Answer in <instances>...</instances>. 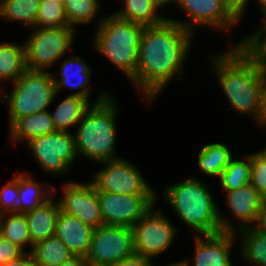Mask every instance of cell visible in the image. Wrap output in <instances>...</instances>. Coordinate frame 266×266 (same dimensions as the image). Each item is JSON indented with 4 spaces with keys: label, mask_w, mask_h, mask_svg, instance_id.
I'll list each match as a JSON object with an SVG mask.
<instances>
[{
    "label": "cell",
    "mask_w": 266,
    "mask_h": 266,
    "mask_svg": "<svg viewBox=\"0 0 266 266\" xmlns=\"http://www.w3.org/2000/svg\"><path fill=\"white\" fill-rule=\"evenodd\" d=\"M194 36L168 19L159 25L144 27L136 75L131 82L140 89L147 103H152L176 76L182 79L183 66Z\"/></svg>",
    "instance_id": "1"
},
{
    "label": "cell",
    "mask_w": 266,
    "mask_h": 266,
    "mask_svg": "<svg viewBox=\"0 0 266 266\" xmlns=\"http://www.w3.org/2000/svg\"><path fill=\"white\" fill-rule=\"evenodd\" d=\"M213 72L229 100L228 110L234 108L238 114L256 118L260 86L265 72L257 66L239 46L223 53L212 55Z\"/></svg>",
    "instance_id": "2"
},
{
    "label": "cell",
    "mask_w": 266,
    "mask_h": 266,
    "mask_svg": "<svg viewBox=\"0 0 266 266\" xmlns=\"http://www.w3.org/2000/svg\"><path fill=\"white\" fill-rule=\"evenodd\" d=\"M201 179L188 178L171 184L163 191L169 207L176 215L193 228L195 235H212L222 231L236 232V223L219 213V208Z\"/></svg>",
    "instance_id": "3"
},
{
    "label": "cell",
    "mask_w": 266,
    "mask_h": 266,
    "mask_svg": "<svg viewBox=\"0 0 266 266\" xmlns=\"http://www.w3.org/2000/svg\"><path fill=\"white\" fill-rule=\"evenodd\" d=\"M117 111L118 105L111 95L88 109L74 133L78 155L97 163L119 159L114 152Z\"/></svg>",
    "instance_id": "4"
},
{
    "label": "cell",
    "mask_w": 266,
    "mask_h": 266,
    "mask_svg": "<svg viewBox=\"0 0 266 266\" xmlns=\"http://www.w3.org/2000/svg\"><path fill=\"white\" fill-rule=\"evenodd\" d=\"M143 25L125 20L114 12L99 20L94 49L120 69L130 81L136 75Z\"/></svg>",
    "instance_id": "5"
},
{
    "label": "cell",
    "mask_w": 266,
    "mask_h": 266,
    "mask_svg": "<svg viewBox=\"0 0 266 266\" xmlns=\"http://www.w3.org/2000/svg\"><path fill=\"white\" fill-rule=\"evenodd\" d=\"M10 94L1 97L8 105L9 128L19 119L46 111L57 96L53 74L25 70L14 82Z\"/></svg>",
    "instance_id": "6"
},
{
    "label": "cell",
    "mask_w": 266,
    "mask_h": 266,
    "mask_svg": "<svg viewBox=\"0 0 266 266\" xmlns=\"http://www.w3.org/2000/svg\"><path fill=\"white\" fill-rule=\"evenodd\" d=\"M24 42L25 66L31 71H46L64 57L74 43L77 30L72 26L33 28ZM47 68V69H46Z\"/></svg>",
    "instance_id": "7"
},
{
    "label": "cell",
    "mask_w": 266,
    "mask_h": 266,
    "mask_svg": "<svg viewBox=\"0 0 266 266\" xmlns=\"http://www.w3.org/2000/svg\"><path fill=\"white\" fill-rule=\"evenodd\" d=\"M134 253L132 227L103 224L94 229L85 259L88 266H109Z\"/></svg>",
    "instance_id": "8"
},
{
    "label": "cell",
    "mask_w": 266,
    "mask_h": 266,
    "mask_svg": "<svg viewBox=\"0 0 266 266\" xmlns=\"http://www.w3.org/2000/svg\"><path fill=\"white\" fill-rule=\"evenodd\" d=\"M40 168L47 174L68 172L78 158L72 132L56 131L26 142Z\"/></svg>",
    "instance_id": "9"
},
{
    "label": "cell",
    "mask_w": 266,
    "mask_h": 266,
    "mask_svg": "<svg viewBox=\"0 0 266 266\" xmlns=\"http://www.w3.org/2000/svg\"><path fill=\"white\" fill-rule=\"evenodd\" d=\"M154 207L132 227L134 252L148 258L165 252L174 242L178 231L162 210L156 211Z\"/></svg>",
    "instance_id": "10"
},
{
    "label": "cell",
    "mask_w": 266,
    "mask_h": 266,
    "mask_svg": "<svg viewBox=\"0 0 266 266\" xmlns=\"http://www.w3.org/2000/svg\"><path fill=\"white\" fill-rule=\"evenodd\" d=\"M105 225L133 227L154 205L156 194H120L97 192Z\"/></svg>",
    "instance_id": "11"
},
{
    "label": "cell",
    "mask_w": 266,
    "mask_h": 266,
    "mask_svg": "<svg viewBox=\"0 0 266 266\" xmlns=\"http://www.w3.org/2000/svg\"><path fill=\"white\" fill-rule=\"evenodd\" d=\"M103 165L93 180L97 192L120 194H155L140 171L126 159L102 161Z\"/></svg>",
    "instance_id": "12"
},
{
    "label": "cell",
    "mask_w": 266,
    "mask_h": 266,
    "mask_svg": "<svg viewBox=\"0 0 266 266\" xmlns=\"http://www.w3.org/2000/svg\"><path fill=\"white\" fill-rule=\"evenodd\" d=\"M62 187L60 211L77 217L93 229L103 225L97 191L90 181L82 184L71 181Z\"/></svg>",
    "instance_id": "13"
},
{
    "label": "cell",
    "mask_w": 266,
    "mask_h": 266,
    "mask_svg": "<svg viewBox=\"0 0 266 266\" xmlns=\"http://www.w3.org/2000/svg\"><path fill=\"white\" fill-rule=\"evenodd\" d=\"M173 2L180 6L179 9H182L190 20L184 22L169 17L167 19L178 23L193 35L196 24L226 31L238 24L227 13L221 0H174Z\"/></svg>",
    "instance_id": "14"
},
{
    "label": "cell",
    "mask_w": 266,
    "mask_h": 266,
    "mask_svg": "<svg viewBox=\"0 0 266 266\" xmlns=\"http://www.w3.org/2000/svg\"><path fill=\"white\" fill-rule=\"evenodd\" d=\"M235 232L222 231L212 235H194L195 252L192 266H233L230 250L234 245ZM189 260H181V266H191Z\"/></svg>",
    "instance_id": "15"
},
{
    "label": "cell",
    "mask_w": 266,
    "mask_h": 266,
    "mask_svg": "<svg viewBox=\"0 0 266 266\" xmlns=\"http://www.w3.org/2000/svg\"><path fill=\"white\" fill-rule=\"evenodd\" d=\"M225 196L227 207L235 216L236 231L254 225L258 226L261 217L262 197L250 183L244 187L226 191Z\"/></svg>",
    "instance_id": "16"
},
{
    "label": "cell",
    "mask_w": 266,
    "mask_h": 266,
    "mask_svg": "<svg viewBox=\"0 0 266 266\" xmlns=\"http://www.w3.org/2000/svg\"><path fill=\"white\" fill-rule=\"evenodd\" d=\"M94 229L77 217L59 211L55 235L68 247L73 256L86 257Z\"/></svg>",
    "instance_id": "17"
},
{
    "label": "cell",
    "mask_w": 266,
    "mask_h": 266,
    "mask_svg": "<svg viewBox=\"0 0 266 266\" xmlns=\"http://www.w3.org/2000/svg\"><path fill=\"white\" fill-rule=\"evenodd\" d=\"M91 71L92 70L87 65V63L83 61V59H81L79 56H71L67 58L66 60L61 62V78H55L54 73H52L56 93L58 94V92L64 87H67L69 89L71 88L73 90L75 89V91L77 89V92L69 95L79 96L90 101L91 92L90 86L88 85L92 74ZM73 81L75 82L73 83Z\"/></svg>",
    "instance_id": "18"
},
{
    "label": "cell",
    "mask_w": 266,
    "mask_h": 266,
    "mask_svg": "<svg viewBox=\"0 0 266 266\" xmlns=\"http://www.w3.org/2000/svg\"><path fill=\"white\" fill-rule=\"evenodd\" d=\"M98 95V99H96L94 103L86 98L75 95H68L62 100L58 106H56L54 112H50L56 131L70 132L69 130L71 127H75L74 125L77 126L93 104L104 101L111 94L108 91L102 90Z\"/></svg>",
    "instance_id": "19"
},
{
    "label": "cell",
    "mask_w": 266,
    "mask_h": 266,
    "mask_svg": "<svg viewBox=\"0 0 266 266\" xmlns=\"http://www.w3.org/2000/svg\"><path fill=\"white\" fill-rule=\"evenodd\" d=\"M53 198L54 196L41 206L25 213L33 245L55 235L60 206Z\"/></svg>",
    "instance_id": "20"
},
{
    "label": "cell",
    "mask_w": 266,
    "mask_h": 266,
    "mask_svg": "<svg viewBox=\"0 0 266 266\" xmlns=\"http://www.w3.org/2000/svg\"><path fill=\"white\" fill-rule=\"evenodd\" d=\"M49 110L37 112L19 118L9 130L13 143L29 141L31 139L56 132Z\"/></svg>",
    "instance_id": "21"
},
{
    "label": "cell",
    "mask_w": 266,
    "mask_h": 266,
    "mask_svg": "<svg viewBox=\"0 0 266 266\" xmlns=\"http://www.w3.org/2000/svg\"><path fill=\"white\" fill-rule=\"evenodd\" d=\"M121 10L114 12L122 19L129 20L143 26H156L163 23L167 17L158 13L165 5L160 0H123Z\"/></svg>",
    "instance_id": "22"
},
{
    "label": "cell",
    "mask_w": 266,
    "mask_h": 266,
    "mask_svg": "<svg viewBox=\"0 0 266 266\" xmlns=\"http://www.w3.org/2000/svg\"><path fill=\"white\" fill-rule=\"evenodd\" d=\"M27 174L29 173L26 171L25 173H19V198L21 199V213L32 211L33 209L46 203L56 194L55 186H52L49 183H38L31 177L32 174ZM52 193H54V195Z\"/></svg>",
    "instance_id": "23"
},
{
    "label": "cell",
    "mask_w": 266,
    "mask_h": 266,
    "mask_svg": "<svg viewBox=\"0 0 266 266\" xmlns=\"http://www.w3.org/2000/svg\"><path fill=\"white\" fill-rule=\"evenodd\" d=\"M235 233L237 236L241 234L242 238L240 256L254 263L253 266H266V231L259 226H250Z\"/></svg>",
    "instance_id": "24"
},
{
    "label": "cell",
    "mask_w": 266,
    "mask_h": 266,
    "mask_svg": "<svg viewBox=\"0 0 266 266\" xmlns=\"http://www.w3.org/2000/svg\"><path fill=\"white\" fill-rule=\"evenodd\" d=\"M29 252L36 266H58L73 257L56 235L34 244Z\"/></svg>",
    "instance_id": "25"
},
{
    "label": "cell",
    "mask_w": 266,
    "mask_h": 266,
    "mask_svg": "<svg viewBox=\"0 0 266 266\" xmlns=\"http://www.w3.org/2000/svg\"><path fill=\"white\" fill-rule=\"evenodd\" d=\"M232 157V152L226 144L210 143L199 151L197 164L204 174L218 178Z\"/></svg>",
    "instance_id": "26"
},
{
    "label": "cell",
    "mask_w": 266,
    "mask_h": 266,
    "mask_svg": "<svg viewBox=\"0 0 266 266\" xmlns=\"http://www.w3.org/2000/svg\"><path fill=\"white\" fill-rule=\"evenodd\" d=\"M25 70L24 43L22 45L9 42L0 43V81L12 80L14 82ZM2 91L1 86L0 92L3 93Z\"/></svg>",
    "instance_id": "27"
},
{
    "label": "cell",
    "mask_w": 266,
    "mask_h": 266,
    "mask_svg": "<svg viewBox=\"0 0 266 266\" xmlns=\"http://www.w3.org/2000/svg\"><path fill=\"white\" fill-rule=\"evenodd\" d=\"M41 0H0V18L19 21L25 27H35Z\"/></svg>",
    "instance_id": "28"
},
{
    "label": "cell",
    "mask_w": 266,
    "mask_h": 266,
    "mask_svg": "<svg viewBox=\"0 0 266 266\" xmlns=\"http://www.w3.org/2000/svg\"><path fill=\"white\" fill-rule=\"evenodd\" d=\"M7 215L6 213L0 215V235L24 252L27 245H30L32 250L33 244L31 243L25 213H7Z\"/></svg>",
    "instance_id": "29"
},
{
    "label": "cell",
    "mask_w": 266,
    "mask_h": 266,
    "mask_svg": "<svg viewBox=\"0 0 266 266\" xmlns=\"http://www.w3.org/2000/svg\"><path fill=\"white\" fill-rule=\"evenodd\" d=\"M218 178L225 191L235 190L249 184L251 182V154L246 155L243 161L232 157Z\"/></svg>",
    "instance_id": "30"
},
{
    "label": "cell",
    "mask_w": 266,
    "mask_h": 266,
    "mask_svg": "<svg viewBox=\"0 0 266 266\" xmlns=\"http://www.w3.org/2000/svg\"><path fill=\"white\" fill-rule=\"evenodd\" d=\"M251 35L241 39L237 45L242 51L266 73V18Z\"/></svg>",
    "instance_id": "31"
},
{
    "label": "cell",
    "mask_w": 266,
    "mask_h": 266,
    "mask_svg": "<svg viewBox=\"0 0 266 266\" xmlns=\"http://www.w3.org/2000/svg\"><path fill=\"white\" fill-rule=\"evenodd\" d=\"M100 3L99 0H66L64 11L69 25L75 28L77 24L92 22L97 17Z\"/></svg>",
    "instance_id": "32"
},
{
    "label": "cell",
    "mask_w": 266,
    "mask_h": 266,
    "mask_svg": "<svg viewBox=\"0 0 266 266\" xmlns=\"http://www.w3.org/2000/svg\"><path fill=\"white\" fill-rule=\"evenodd\" d=\"M67 21L64 5L54 0H41L35 28L66 27Z\"/></svg>",
    "instance_id": "33"
},
{
    "label": "cell",
    "mask_w": 266,
    "mask_h": 266,
    "mask_svg": "<svg viewBox=\"0 0 266 266\" xmlns=\"http://www.w3.org/2000/svg\"><path fill=\"white\" fill-rule=\"evenodd\" d=\"M8 181L0 190V215L4 213H21L19 198V174Z\"/></svg>",
    "instance_id": "34"
},
{
    "label": "cell",
    "mask_w": 266,
    "mask_h": 266,
    "mask_svg": "<svg viewBox=\"0 0 266 266\" xmlns=\"http://www.w3.org/2000/svg\"><path fill=\"white\" fill-rule=\"evenodd\" d=\"M262 199L266 198V148L251 154V182Z\"/></svg>",
    "instance_id": "35"
},
{
    "label": "cell",
    "mask_w": 266,
    "mask_h": 266,
    "mask_svg": "<svg viewBox=\"0 0 266 266\" xmlns=\"http://www.w3.org/2000/svg\"><path fill=\"white\" fill-rule=\"evenodd\" d=\"M25 252L0 235V265L20 257Z\"/></svg>",
    "instance_id": "36"
},
{
    "label": "cell",
    "mask_w": 266,
    "mask_h": 266,
    "mask_svg": "<svg viewBox=\"0 0 266 266\" xmlns=\"http://www.w3.org/2000/svg\"><path fill=\"white\" fill-rule=\"evenodd\" d=\"M250 0H221L227 13L237 22L241 21Z\"/></svg>",
    "instance_id": "37"
},
{
    "label": "cell",
    "mask_w": 266,
    "mask_h": 266,
    "mask_svg": "<svg viewBox=\"0 0 266 266\" xmlns=\"http://www.w3.org/2000/svg\"><path fill=\"white\" fill-rule=\"evenodd\" d=\"M254 120L262 127L266 126V73L263 75L262 78L259 94L258 111L257 116Z\"/></svg>",
    "instance_id": "38"
},
{
    "label": "cell",
    "mask_w": 266,
    "mask_h": 266,
    "mask_svg": "<svg viewBox=\"0 0 266 266\" xmlns=\"http://www.w3.org/2000/svg\"><path fill=\"white\" fill-rule=\"evenodd\" d=\"M152 260V258H148L134 253L109 266H154L152 264Z\"/></svg>",
    "instance_id": "39"
},
{
    "label": "cell",
    "mask_w": 266,
    "mask_h": 266,
    "mask_svg": "<svg viewBox=\"0 0 266 266\" xmlns=\"http://www.w3.org/2000/svg\"><path fill=\"white\" fill-rule=\"evenodd\" d=\"M0 266H36L30 252H25L15 260L1 264Z\"/></svg>",
    "instance_id": "40"
},
{
    "label": "cell",
    "mask_w": 266,
    "mask_h": 266,
    "mask_svg": "<svg viewBox=\"0 0 266 266\" xmlns=\"http://www.w3.org/2000/svg\"><path fill=\"white\" fill-rule=\"evenodd\" d=\"M58 266H88V263L85 257L82 256H73L69 260L64 261Z\"/></svg>",
    "instance_id": "41"
},
{
    "label": "cell",
    "mask_w": 266,
    "mask_h": 266,
    "mask_svg": "<svg viewBox=\"0 0 266 266\" xmlns=\"http://www.w3.org/2000/svg\"><path fill=\"white\" fill-rule=\"evenodd\" d=\"M258 226L266 231V198L262 199L261 217Z\"/></svg>",
    "instance_id": "42"
},
{
    "label": "cell",
    "mask_w": 266,
    "mask_h": 266,
    "mask_svg": "<svg viewBox=\"0 0 266 266\" xmlns=\"http://www.w3.org/2000/svg\"><path fill=\"white\" fill-rule=\"evenodd\" d=\"M258 5L260 6L261 13L263 14V18H266V0H257Z\"/></svg>",
    "instance_id": "43"
},
{
    "label": "cell",
    "mask_w": 266,
    "mask_h": 266,
    "mask_svg": "<svg viewBox=\"0 0 266 266\" xmlns=\"http://www.w3.org/2000/svg\"><path fill=\"white\" fill-rule=\"evenodd\" d=\"M165 6L168 4H171V2L173 3L174 0H160Z\"/></svg>",
    "instance_id": "44"
},
{
    "label": "cell",
    "mask_w": 266,
    "mask_h": 266,
    "mask_svg": "<svg viewBox=\"0 0 266 266\" xmlns=\"http://www.w3.org/2000/svg\"><path fill=\"white\" fill-rule=\"evenodd\" d=\"M54 1H56V2H58V3H60V4H62V5H64L65 2H66V0H54Z\"/></svg>",
    "instance_id": "45"
},
{
    "label": "cell",
    "mask_w": 266,
    "mask_h": 266,
    "mask_svg": "<svg viewBox=\"0 0 266 266\" xmlns=\"http://www.w3.org/2000/svg\"><path fill=\"white\" fill-rule=\"evenodd\" d=\"M168 266H181V264L179 262H177V263H171Z\"/></svg>",
    "instance_id": "46"
}]
</instances>
